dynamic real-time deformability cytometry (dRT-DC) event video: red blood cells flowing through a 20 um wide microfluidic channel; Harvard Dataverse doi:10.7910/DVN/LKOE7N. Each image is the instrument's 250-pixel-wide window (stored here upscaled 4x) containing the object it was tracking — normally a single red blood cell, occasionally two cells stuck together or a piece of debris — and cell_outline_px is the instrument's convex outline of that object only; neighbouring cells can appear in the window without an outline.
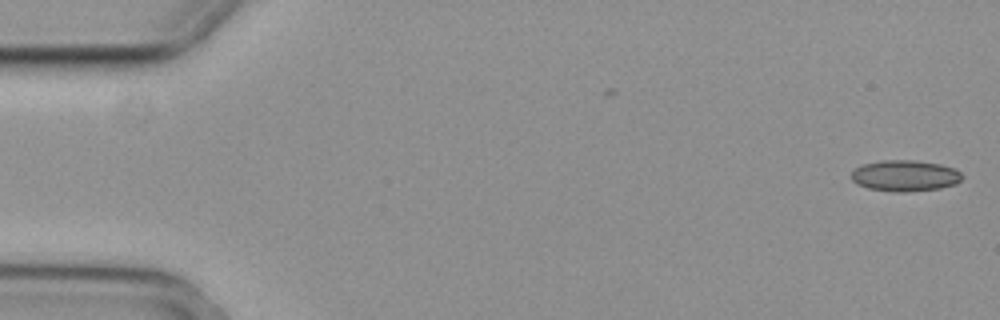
{"species": "common noctule bat (a hibernating species)", "species_latin": "Nyctalus noctula", "temperature_condition": "cold", "stored_images_in_passage": 7, "camera_frame_rate_fps": 3000, "um_per_image_px": 0.085, "animal": {"sex": "female", "body_mass_g": 29.2, "forearm_length_mm": 56.3}, "frame": {"image": 1, "passage_image": 1, "time_ms": 0.0, "image_size_px": [1000, 320], "cell_outline_px": [[964, 176], [956, 184], [940, 188], [908, 192], [896, 192], [868, 188], [856, 184], [852, 180], [852, 172], [856, 168], [864, 164], [880, 160], [916, 160], [940, 164], [956, 168]], "centroid_in_image_um": [76.95, 14.93], "position_along_channel_um": 8.0, "area_um2": 20.23}}